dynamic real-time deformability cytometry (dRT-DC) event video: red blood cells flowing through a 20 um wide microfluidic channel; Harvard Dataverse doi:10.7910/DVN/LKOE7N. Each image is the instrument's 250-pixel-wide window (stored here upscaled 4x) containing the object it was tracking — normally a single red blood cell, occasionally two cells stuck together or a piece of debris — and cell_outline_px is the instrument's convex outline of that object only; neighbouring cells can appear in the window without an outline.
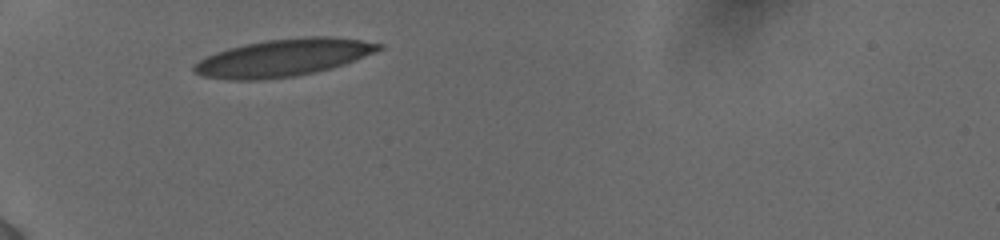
{"species": "human", "species_latin": "Homo sapiens", "temperature_condition": "cold", "stored_images_in_passage": 3, "camera_frame_rate_fps": 3000, "um_per_image_px": 0.085, "donor": {"sex": "female"}, "frame": {"image": 1, "passage_image": 1, "time_ms": 0.0, "image_size_px": [1000, 240], "cell_outline_px": [[384, 48], [376, 52], [344, 64], [332, 68], [316, 72], [296, 76], [260, 80], [228, 80], [204, 76], [192, 72], [192, 64], [204, 56], [228, 48], [244, 44], [268, 40], [304, 36], [332, 36], [360, 40], [384, 44]], "centroid_in_image_um": [24.06, 4.91], "position_along_channel_um": 60.9, "area_um2": 40.58}}
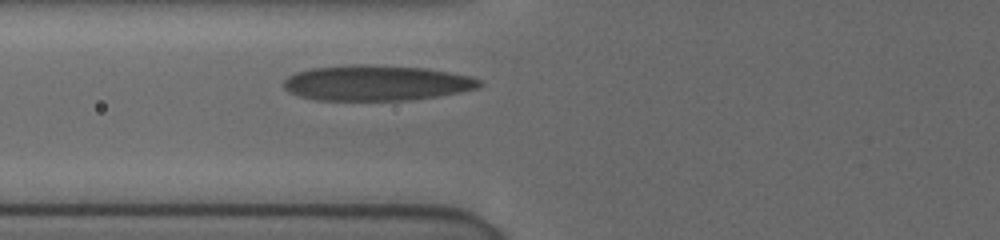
{"frame": {"image": 2, "passage_image": 3, "time_ms": 1.333, "image_size_px": [1000, 240], "cell_outline_px": [[484, 84], [476, 88], [460, 92], [436, 96], [404, 100], [316, 100], [300, 96], [288, 92], [284, 88], [284, 80], [288, 76], [296, 72], [312, 68], [348, 64], [368, 64], [428, 68], [472, 76], [480, 80]], "centroid_in_image_um": [31.99, 7.04], "position_along_channel_um": 93.8, "area_um2": 40.58}}